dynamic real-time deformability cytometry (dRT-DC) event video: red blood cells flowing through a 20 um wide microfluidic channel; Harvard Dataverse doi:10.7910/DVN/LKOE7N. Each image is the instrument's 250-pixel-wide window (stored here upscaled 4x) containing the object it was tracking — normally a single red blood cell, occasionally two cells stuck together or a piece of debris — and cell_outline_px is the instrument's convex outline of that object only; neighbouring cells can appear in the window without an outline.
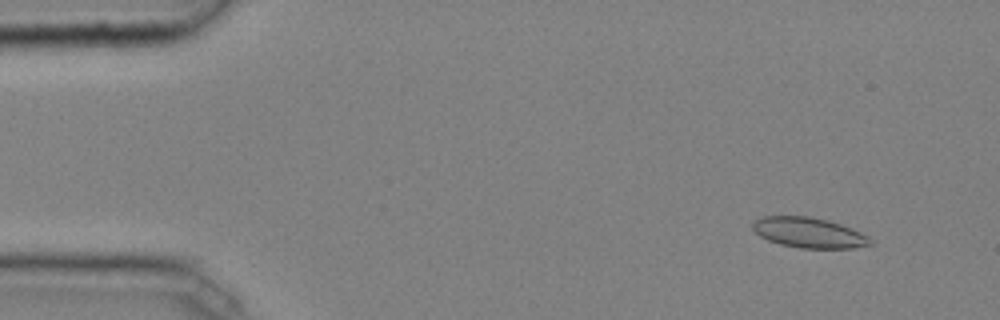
{"species": "common noctule bat (a hibernating species)", "species_latin": "Nyctalus noctula", "temperature_condition": "cold", "stored_images_in_passage": 47, "camera_frame_rate_fps": 3000, "um_per_image_px": 0.085, "animal": {"sex": "male", "body_mass_g": 20.4}, "frame": {"image": 1, "passage_image": 4, "time_ms": 1.0, "image_size_px": [1000, 320], "cell_outline_px": [[872, 244], [856, 248], [800, 248], [780, 244], [768, 240], [760, 236], [752, 228], [752, 220], [764, 216], [812, 216], [828, 220], [852, 228], [868, 236], [872, 240]], "centroid_in_image_um": [68.75, 19.77], "position_along_channel_um": 16.3, "area_um2": 20.92}}
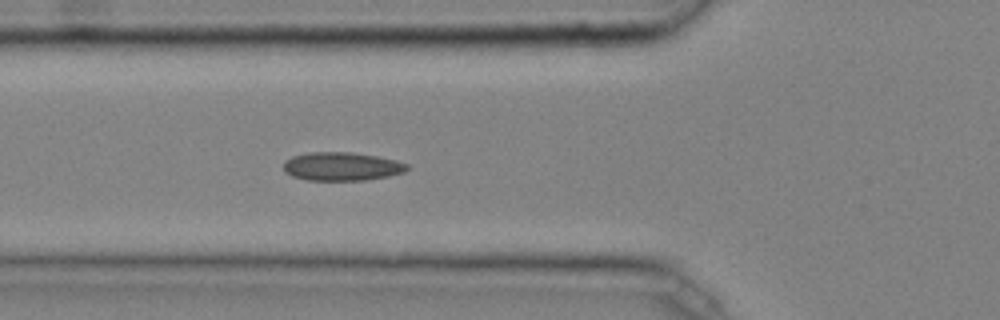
{"frame": {"image": 2, "passage_image": 17, "time_ms": 5.333, "image_size_px": [1000, 320], "cell_outline_px": [[408, 168], [404, 172], [388, 176], [364, 180], [308, 180], [292, 176], [284, 172], [284, 160], [292, 156], [308, 152], [352, 152], [376, 156], [396, 160], [408, 164]], "centroid_in_image_um": [29.02, 14.14], "position_along_channel_um": 96.8, "area_um2": 20.52}}
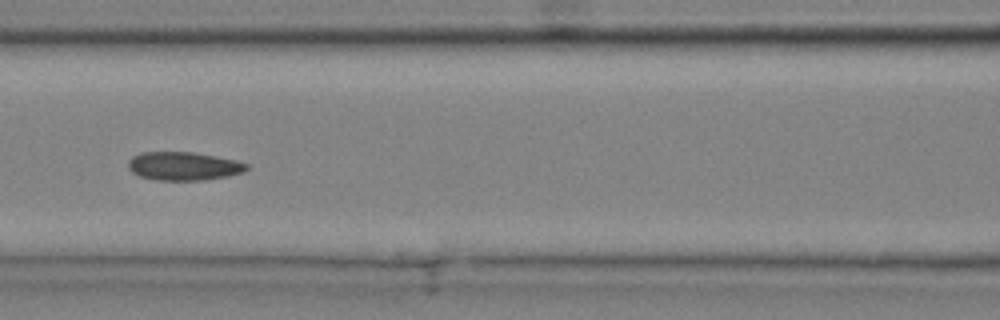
{"frame": {"image": 3, "passage_image": 21, "time_ms": 6.667, "image_size_px": [1000, 320], "cell_outline_px": [[248, 168], [244, 172], [228, 176], [204, 180], [156, 180], [140, 176], [132, 172], [128, 168], [128, 160], [132, 156], [140, 152], [192, 152], [236, 160], [248, 164]], "centroid_in_image_um": [15.59, 14.12], "position_along_channel_um": 151.0, "area_um2": 19.65}, "authors_computed_cell_mechanics": {"area_um2": 19.5364, "velocity_mm_per_s": 4.0496, "shape_relaxation_time_tau1_ms": null, "shape_relaxation_time_tau2_ms": 2.4949, "deformation_change_tau1": null, "deformation_change_tau2": 0.0581}}